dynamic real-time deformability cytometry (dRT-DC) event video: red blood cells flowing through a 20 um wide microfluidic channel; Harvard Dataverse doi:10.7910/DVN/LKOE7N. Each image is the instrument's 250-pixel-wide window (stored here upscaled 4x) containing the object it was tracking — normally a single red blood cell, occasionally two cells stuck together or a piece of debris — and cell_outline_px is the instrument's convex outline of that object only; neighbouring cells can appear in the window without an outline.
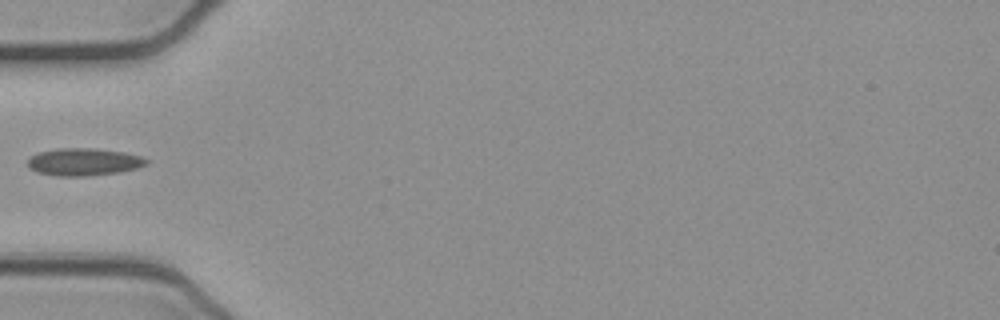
{"species": "common noctule bat (a hibernating species)", "species_latin": "Nyctalus noctula", "temperature_condition": "cold", "stored_images_in_passage": 31, "camera_frame_rate_fps": 3000, "um_per_image_px": 0.085, "animal": {"sex": "female", "body_mass_g": 21.9}, "frame": {"image": 1, "passage_image": 1, "time_ms": 0.0, "image_size_px": [1000, 320], "cell_outline_px": [[148, 164], [136, 168], [120, 172], [88, 176], [56, 176], [36, 172], [28, 168], [28, 160], [32, 156], [40, 152], [60, 148], [92, 148], [124, 152], [140, 156], [148, 160]], "centroid_in_image_um": [7.12, 13.77], "position_along_channel_um": 77.9, "area_um2": 18.96}}
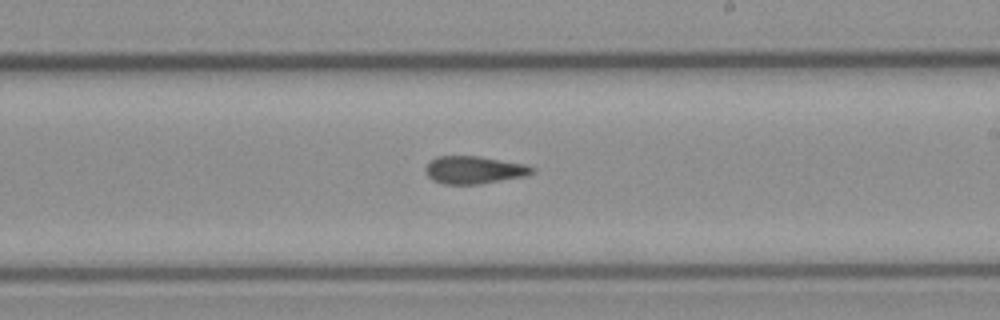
{"frame": {"image": 2, "passage_image": 14, "time_ms": 4.333, "image_size_px": [1000, 320], "cell_outline_px": [[536, 172], [528, 176], [480, 184], [444, 184], [432, 180], [424, 172], [424, 168], [436, 156], [480, 156], [524, 164], [536, 168]], "centroid_in_image_um": [40.33, 14.45], "position_along_channel_um": 248.7, "area_um2": 17.4}}
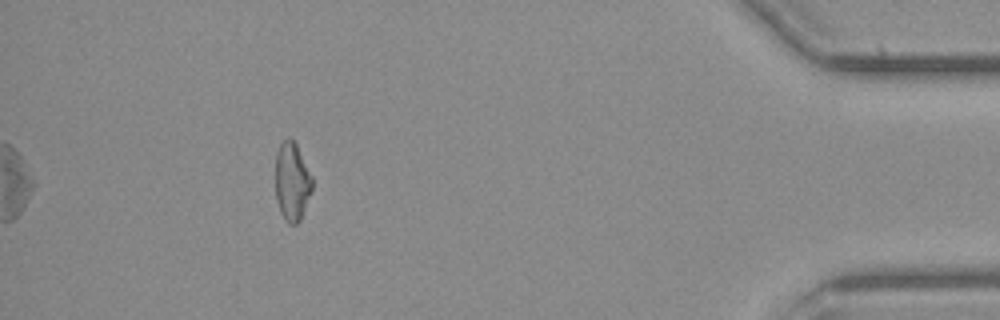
{"frame": {"image": 3, "passage_image": 31, "time_ms": 10.0, "image_size_px": [1000, 320], "cell_outline_px": [[312, 192], [300, 220], [296, 224], [288, 224], [284, 220], [280, 212], [276, 200], [276, 152], [280, 144], [288, 136], [296, 144], [312, 176]], "centroid_in_image_um": [24.82, 15.46], "position_along_channel_um": 410.4, "area_um2": 16.88}}